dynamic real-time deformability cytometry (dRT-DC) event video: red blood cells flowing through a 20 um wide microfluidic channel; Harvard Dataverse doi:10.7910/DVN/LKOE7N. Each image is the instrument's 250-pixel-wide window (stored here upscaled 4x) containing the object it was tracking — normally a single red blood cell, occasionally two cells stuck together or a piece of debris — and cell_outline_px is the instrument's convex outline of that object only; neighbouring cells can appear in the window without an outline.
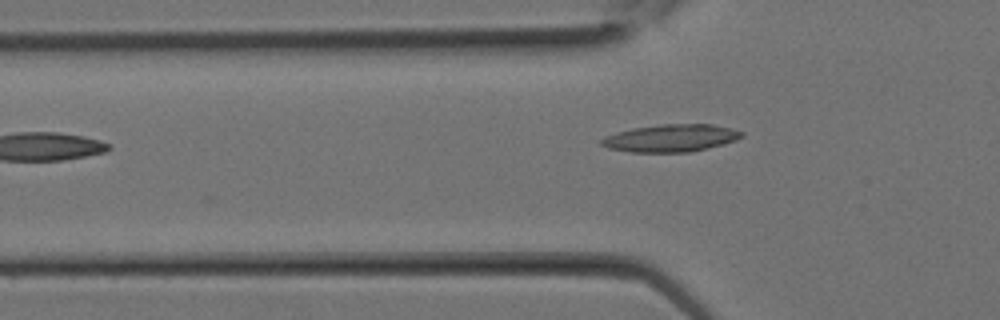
{"species": "Egyptian fruit bat (a non-hibernating species)", "species_latin": "Rousettus aegyptiacus", "temperature_condition": "room temperature", "stored_images_in_passage": 9, "camera_frame_rate_fps": 3000, "um_per_image_px": 0.085, "animal": {"sex": "female"}, "frame": {"image": 1, "passage_image": 9, "time_ms": 2.667, "image_size_px": [1000, 320], "cell_outline_px": [[744, 136], [736, 140], [724, 144], [692, 152], [628, 152], [608, 148], [600, 144], [600, 140], [604, 136], [616, 132], [632, 128], [660, 124], [712, 124], [732, 128], [744, 132]], "centroid_in_image_um": [57.03, 11.73], "position_along_channel_um": 68.8, "area_um2": 22.72}}